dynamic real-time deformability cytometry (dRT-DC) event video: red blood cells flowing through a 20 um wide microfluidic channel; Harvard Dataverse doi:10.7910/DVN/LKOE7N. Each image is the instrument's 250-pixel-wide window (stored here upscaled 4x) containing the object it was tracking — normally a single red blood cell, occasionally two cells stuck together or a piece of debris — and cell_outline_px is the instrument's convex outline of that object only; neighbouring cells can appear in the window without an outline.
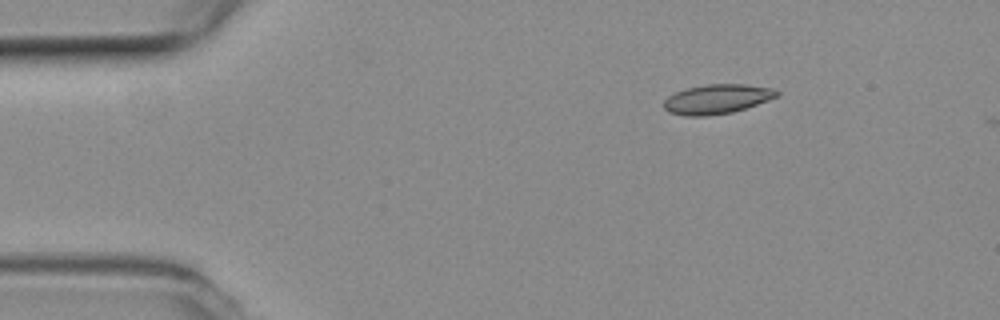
{"species": "common noctule bat (a hibernating species)", "species_latin": "Nyctalus noctula", "temperature_condition": "room temperature", "stored_images_in_passage": 4, "camera_frame_rate_fps": 3000, "um_per_image_px": 0.085, "animal": {"sex": "female", "body_mass_g": 19.3, "forearm_length_mm": 54.1}, "frame": {"image": 1, "passage_image": 2, "time_ms": 0.333, "image_size_px": [1000, 320], "cell_outline_px": [[780, 92], [776, 96], [768, 100], [732, 112], [708, 116], [684, 116], [668, 112], [664, 108], [664, 100], [668, 96], [676, 92], [688, 88], [708, 84], [748, 84], [772, 88]], "centroid_in_image_um": [60.92, 8.42], "position_along_channel_um": 24.1, "area_um2": 19.31}}